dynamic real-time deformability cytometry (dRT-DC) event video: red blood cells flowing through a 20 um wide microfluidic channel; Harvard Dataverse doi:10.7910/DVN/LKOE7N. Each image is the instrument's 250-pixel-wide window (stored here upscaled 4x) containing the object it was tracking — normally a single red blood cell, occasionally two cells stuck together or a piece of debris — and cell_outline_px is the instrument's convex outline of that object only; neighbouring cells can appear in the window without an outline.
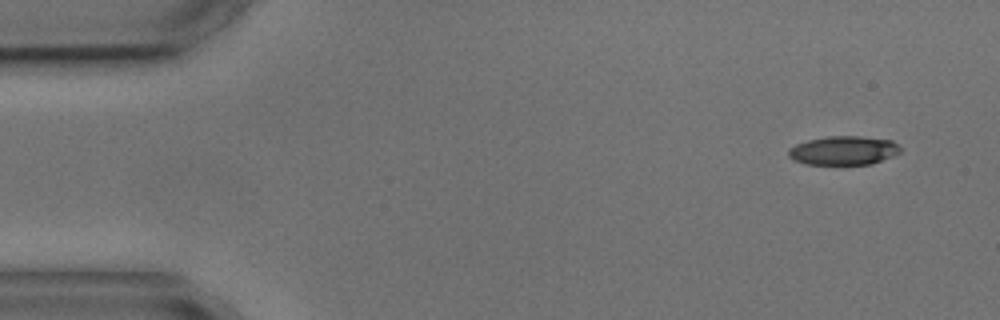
{"species": "common noctule bat (a hibernating species)", "species_latin": "Nyctalus noctula", "temperature_condition": "cold", "stored_images_in_passage": 4, "camera_frame_rate_fps": 3000, "um_per_image_px": 0.085, "animal": {"sex": "male", "body_mass_g": 17.9, "forearm_length_mm": 54.2}, "frame": {"image": 1, "passage_image": 1, "time_ms": 0.0, "image_size_px": [1000, 320], "cell_outline_px": [[900, 152], [892, 156], [872, 164], [804, 164], [792, 160], [788, 156], [788, 148], [796, 144], [808, 140], [828, 136], [860, 136], [892, 140], [900, 148]], "centroid_in_image_um": [71.66, 12.79], "position_along_channel_um": 13.3, "area_um2": 18.84}}
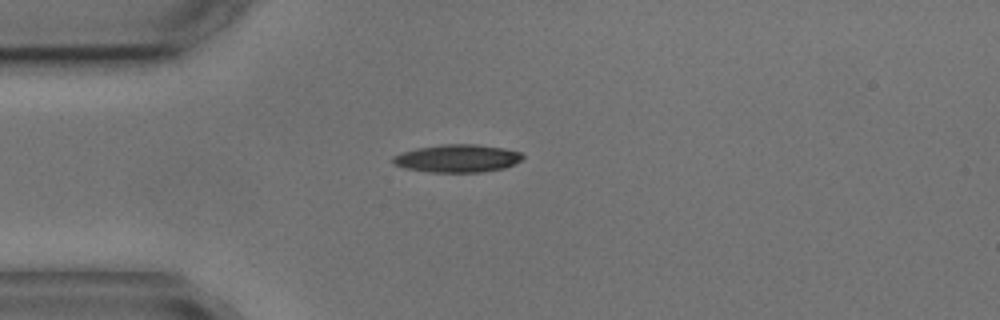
{"frame": {"image": 2, "passage_image": 4, "time_ms": 3.333, "image_size_px": [1000, 320], "cell_outline_px": [[524, 156], [520, 160], [504, 168], [484, 172], [432, 172], [404, 168], [392, 164], [392, 156], [416, 148], [440, 144], [476, 144], [504, 148], [520, 152]], "centroid_in_image_um": [38.85, 13.46], "position_along_channel_um": 46.2, "area_um2": 21.04}}